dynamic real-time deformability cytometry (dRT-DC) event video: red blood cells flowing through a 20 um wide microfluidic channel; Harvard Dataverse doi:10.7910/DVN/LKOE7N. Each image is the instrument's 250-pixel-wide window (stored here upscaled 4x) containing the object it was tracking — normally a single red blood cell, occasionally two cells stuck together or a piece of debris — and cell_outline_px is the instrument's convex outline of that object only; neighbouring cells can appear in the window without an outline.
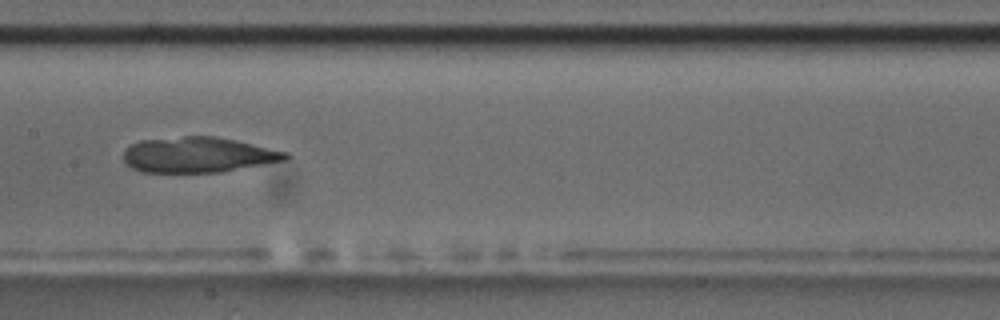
{"species": "common noctule bat (a hibernating species)", "species_latin": "Nyctalus noctula", "temperature_condition": "room temperature", "stored_images_in_passage": 10, "camera_frame_rate_fps": 3000, "um_per_image_px": 0.085, "animal": {"sex": "male", "body_mass_g": 17.5, "forearm_length_mm": 52.3}, "frame": {"image": 1, "passage_image": 7, "time_ms": 7.0, "image_size_px": [1000, 320], "cell_outline_px": [[292, 156], [288, 160], [220, 172], [140, 172], [132, 168], [124, 160], [124, 148], [140, 140], [184, 136], [216, 136], [236, 140], [288, 152]], "centroid_in_image_um": [16.87, 13.15], "position_along_channel_um": 190.5, "area_um2": 33.64}}